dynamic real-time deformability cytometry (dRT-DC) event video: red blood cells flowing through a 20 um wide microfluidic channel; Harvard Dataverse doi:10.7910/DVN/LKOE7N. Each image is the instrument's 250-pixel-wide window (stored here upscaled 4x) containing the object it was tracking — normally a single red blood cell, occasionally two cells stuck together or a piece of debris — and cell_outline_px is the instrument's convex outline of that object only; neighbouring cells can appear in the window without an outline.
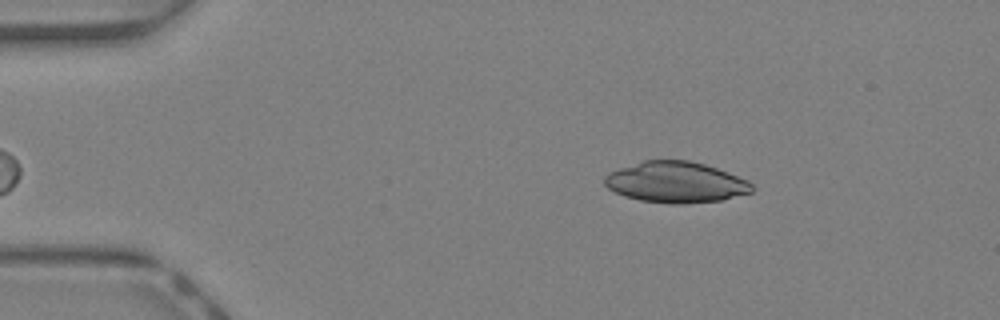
{"species": "Egyptian fruit bat (a non-hibernating species)", "species_latin": "Rousettus aegyptiacus", "temperature_condition": "warm", "stored_images_in_passage": 9, "camera_frame_rate_fps": 3000, "um_per_image_px": 0.085, "animal": {"sex": "female"}, "frame": {"image": 1, "passage_image": 2, "time_ms": 0.333, "image_size_px": [1000, 320], "cell_outline_px": [[752, 192], [724, 200], [680, 204], [672, 204], [640, 200], [624, 196], [608, 188], [604, 184], [604, 176], [608, 172], [644, 160], [688, 160], [704, 164], [728, 172], [748, 180], [752, 184]], "centroid_in_image_um": [57.44, 15.49], "position_along_channel_um": 27.6, "area_um2": 35.2}}